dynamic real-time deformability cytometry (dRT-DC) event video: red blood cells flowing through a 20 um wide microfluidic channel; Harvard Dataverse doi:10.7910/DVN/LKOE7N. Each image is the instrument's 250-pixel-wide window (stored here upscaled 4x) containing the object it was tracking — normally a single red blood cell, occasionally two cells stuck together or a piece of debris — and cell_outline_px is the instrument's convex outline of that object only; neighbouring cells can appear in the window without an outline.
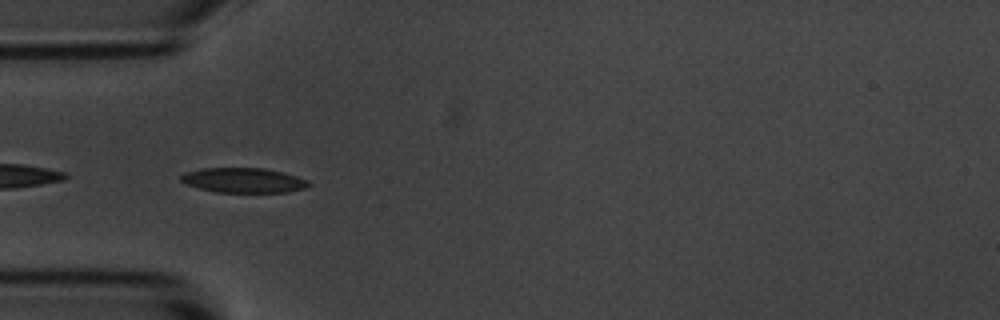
{"species": "common noctule bat (a hibernating species)", "species_latin": "Nyctalus noctula", "temperature_condition": "room temperature", "stored_images_in_passage": 10, "camera_frame_rate_fps": 3000, "um_per_image_px": 0.085, "animal": {"sex": "male", "body_mass_g": 20.1, "forearm_length_mm": 53.5}, "frame": {"image": 1, "passage_image": 4, "time_ms": 3.667, "image_size_px": [1000, 320], "cell_outline_px": [[312, 184], [304, 188], [288, 192], [216, 192], [184, 184], [180, 180], [180, 176], [184, 172], [200, 168], [264, 168], [296, 176], [308, 180]], "centroid_in_image_um": [20.66, 15.32], "position_along_channel_um": 64.3, "area_um2": 18.5}}
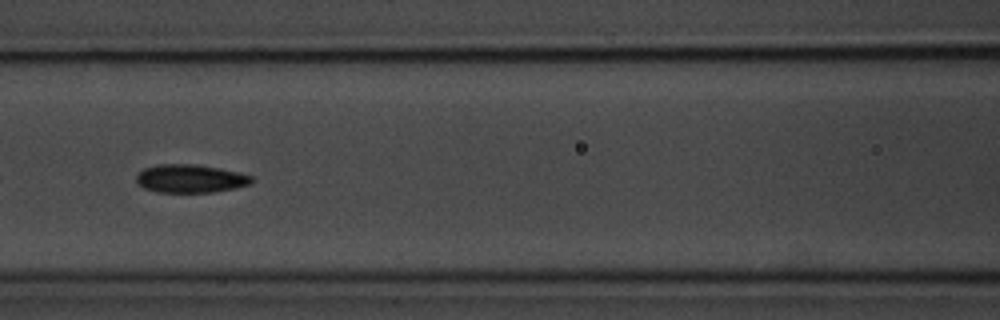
{"frame": {"image": 2, "passage_image": 6, "time_ms": 6.0, "image_size_px": [1000, 320], "cell_outline_px": [[252, 184], [236, 188], [212, 192], [156, 192], [144, 188], [136, 180], [136, 176], [144, 168], [156, 164], [196, 164], [220, 168], [240, 172], [252, 176]], "centroid_in_image_um": [16.2, 15.17], "position_along_channel_um": 150.4, "area_um2": 19.07}}
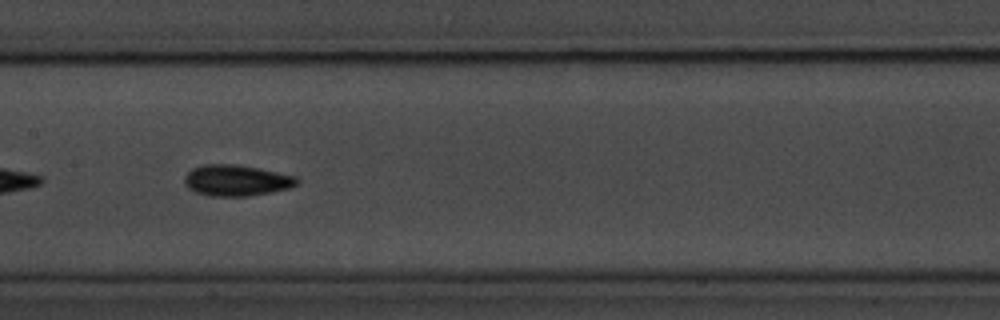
{"frame": {"image": 3, "passage_image": 7, "time_ms": 7.0, "image_size_px": [1000, 320], "cell_outline_px": [[300, 180], [296, 184], [288, 188], [272, 192], [248, 196], [212, 196], [196, 192], [188, 188], [184, 184], [184, 176], [192, 168], [204, 164], [236, 164], [296, 176]], "centroid_in_image_um": [20.06, 15.33], "position_along_channel_um": 187.3, "area_um2": 20.29}}